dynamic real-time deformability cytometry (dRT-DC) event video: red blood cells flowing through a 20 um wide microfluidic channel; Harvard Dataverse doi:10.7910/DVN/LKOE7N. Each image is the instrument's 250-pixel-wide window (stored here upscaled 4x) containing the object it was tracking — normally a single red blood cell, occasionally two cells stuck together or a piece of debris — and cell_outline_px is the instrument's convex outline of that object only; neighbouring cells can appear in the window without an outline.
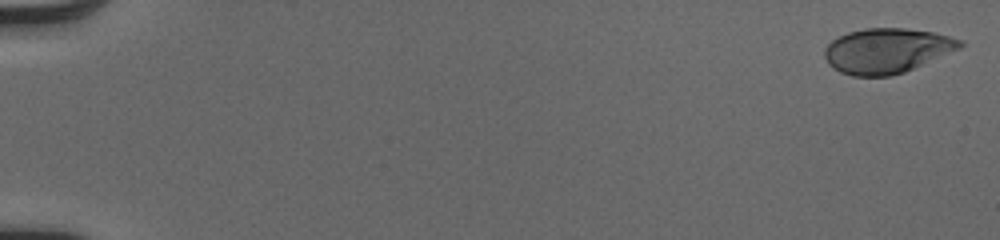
{"species": "human", "species_latin": "Homo sapiens", "temperature_condition": "cold", "stored_images_in_passage": 51, "camera_frame_rate_fps": 3000, "um_per_image_px": 0.085, "donor": {"sex": "male"}, "frame": {"image": 1, "passage_image": 1, "time_ms": 0.0, "image_size_px": [1000, 240], "cell_outline_px": [[964, 44], [960, 48], [904, 72], [892, 76], [852, 76], [840, 72], [828, 64], [824, 56], [824, 48], [832, 40], [848, 32], [864, 28], [904, 28], [932, 32], [964, 40]], "centroid_in_image_um": [75.36, 4.31], "position_along_channel_um": 9.6, "area_um2": 35.37}}
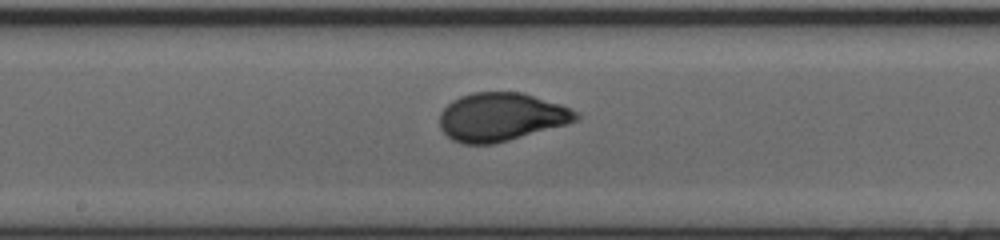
{"frame": {"image": 2, "passage_image": 29, "time_ms": 9.333, "image_size_px": [1000, 240], "cell_outline_px": [[580, 120], [568, 124], [508, 140], [492, 144], [460, 144], [452, 140], [440, 128], [440, 112], [452, 100], [460, 96], [472, 92], [524, 92], [560, 104], [580, 112]], "centroid_in_image_um": [42.62, 9.93], "position_along_channel_um": 205.6, "area_um2": 38.67}}
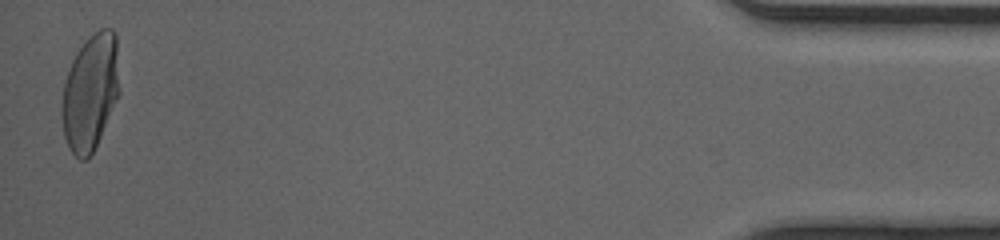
{"frame": {"image": 3, "passage_image": 51, "time_ms": 16.667, "image_size_px": [1000, 240], "cell_outline_px": [[120, 92], [100, 136], [88, 160], [80, 160], [68, 148], [64, 136], [60, 112], [60, 108], [64, 84], [72, 60], [76, 52], [100, 28], [112, 28], [116, 32]], "centroid_in_image_um": [7.67, 7.85], "position_along_channel_um": 427.5, "area_um2": 39.02}, "authors_computed_cell_mechanics": {"area_um2": 37.3388, "velocity_mm_per_s": 4.1059, "shape_relaxation_time_tau1_ms": 4.4207, "shape_relaxation_time_tau2_ms": null, "deformation_change_tau1": 0.2031, "deformation_change_tau2": null}}